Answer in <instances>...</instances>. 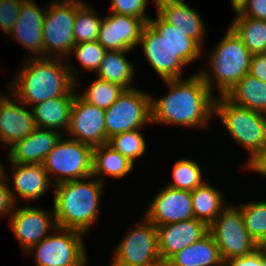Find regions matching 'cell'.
<instances>
[{"instance_id":"cell-1","label":"cell","mask_w":266,"mask_h":266,"mask_svg":"<svg viewBox=\"0 0 266 266\" xmlns=\"http://www.w3.org/2000/svg\"><path fill=\"white\" fill-rule=\"evenodd\" d=\"M168 87L164 96L151 94L152 125H170L188 130H207L214 119L216 96L198 72L185 79L163 80Z\"/></svg>"},{"instance_id":"cell-2","label":"cell","mask_w":266,"mask_h":266,"mask_svg":"<svg viewBox=\"0 0 266 266\" xmlns=\"http://www.w3.org/2000/svg\"><path fill=\"white\" fill-rule=\"evenodd\" d=\"M8 91L31 107L48 99L70 95L80 83L79 69L73 61L59 58H26ZM72 62V63H70Z\"/></svg>"},{"instance_id":"cell-3","label":"cell","mask_w":266,"mask_h":266,"mask_svg":"<svg viewBox=\"0 0 266 266\" xmlns=\"http://www.w3.org/2000/svg\"><path fill=\"white\" fill-rule=\"evenodd\" d=\"M104 185L93 175L55 184L52 208L56 226L88 235L100 214Z\"/></svg>"},{"instance_id":"cell-4","label":"cell","mask_w":266,"mask_h":266,"mask_svg":"<svg viewBox=\"0 0 266 266\" xmlns=\"http://www.w3.org/2000/svg\"><path fill=\"white\" fill-rule=\"evenodd\" d=\"M206 55H209V65H206V68L205 65L199 67L197 72L210 91L214 95L218 93L216 97L226 96L237 82L249 73L252 54L230 26Z\"/></svg>"},{"instance_id":"cell-5","label":"cell","mask_w":266,"mask_h":266,"mask_svg":"<svg viewBox=\"0 0 266 266\" xmlns=\"http://www.w3.org/2000/svg\"><path fill=\"white\" fill-rule=\"evenodd\" d=\"M221 120L236 145L249 153L243 169L266 144V114L250 110L218 96L214 104V118Z\"/></svg>"},{"instance_id":"cell-6","label":"cell","mask_w":266,"mask_h":266,"mask_svg":"<svg viewBox=\"0 0 266 266\" xmlns=\"http://www.w3.org/2000/svg\"><path fill=\"white\" fill-rule=\"evenodd\" d=\"M85 237L83 232L56 227L24 255L31 256L36 266H88Z\"/></svg>"},{"instance_id":"cell-7","label":"cell","mask_w":266,"mask_h":266,"mask_svg":"<svg viewBox=\"0 0 266 266\" xmlns=\"http://www.w3.org/2000/svg\"><path fill=\"white\" fill-rule=\"evenodd\" d=\"M76 13L77 0H50L43 22V57L69 58L75 45Z\"/></svg>"},{"instance_id":"cell-8","label":"cell","mask_w":266,"mask_h":266,"mask_svg":"<svg viewBox=\"0 0 266 266\" xmlns=\"http://www.w3.org/2000/svg\"><path fill=\"white\" fill-rule=\"evenodd\" d=\"M43 166L54 185L89 177L93 172V147L63 135Z\"/></svg>"},{"instance_id":"cell-9","label":"cell","mask_w":266,"mask_h":266,"mask_svg":"<svg viewBox=\"0 0 266 266\" xmlns=\"http://www.w3.org/2000/svg\"><path fill=\"white\" fill-rule=\"evenodd\" d=\"M109 266H164L156 226L142 215L116 246Z\"/></svg>"},{"instance_id":"cell-10","label":"cell","mask_w":266,"mask_h":266,"mask_svg":"<svg viewBox=\"0 0 266 266\" xmlns=\"http://www.w3.org/2000/svg\"><path fill=\"white\" fill-rule=\"evenodd\" d=\"M151 122V94L137 87L125 89L105 110V133L112 136L127 131L144 129Z\"/></svg>"},{"instance_id":"cell-11","label":"cell","mask_w":266,"mask_h":266,"mask_svg":"<svg viewBox=\"0 0 266 266\" xmlns=\"http://www.w3.org/2000/svg\"><path fill=\"white\" fill-rule=\"evenodd\" d=\"M234 205L228 203L208 226L223 261L248 255L259 247L245 228L240 207Z\"/></svg>"},{"instance_id":"cell-12","label":"cell","mask_w":266,"mask_h":266,"mask_svg":"<svg viewBox=\"0 0 266 266\" xmlns=\"http://www.w3.org/2000/svg\"><path fill=\"white\" fill-rule=\"evenodd\" d=\"M15 206L7 219L11 232L21 246L23 255L45 239L57 226L54 211L34 205Z\"/></svg>"},{"instance_id":"cell-13","label":"cell","mask_w":266,"mask_h":266,"mask_svg":"<svg viewBox=\"0 0 266 266\" xmlns=\"http://www.w3.org/2000/svg\"><path fill=\"white\" fill-rule=\"evenodd\" d=\"M65 136L93 148L107 144L109 139L105 133V109L89 104L76 93Z\"/></svg>"},{"instance_id":"cell-14","label":"cell","mask_w":266,"mask_h":266,"mask_svg":"<svg viewBox=\"0 0 266 266\" xmlns=\"http://www.w3.org/2000/svg\"><path fill=\"white\" fill-rule=\"evenodd\" d=\"M97 41L107 51H133L139 47L146 23L137 17L109 13L102 16Z\"/></svg>"},{"instance_id":"cell-15","label":"cell","mask_w":266,"mask_h":266,"mask_svg":"<svg viewBox=\"0 0 266 266\" xmlns=\"http://www.w3.org/2000/svg\"><path fill=\"white\" fill-rule=\"evenodd\" d=\"M151 200L143 214L156 227L194 218L189 190L174 189L165 185Z\"/></svg>"},{"instance_id":"cell-16","label":"cell","mask_w":266,"mask_h":266,"mask_svg":"<svg viewBox=\"0 0 266 266\" xmlns=\"http://www.w3.org/2000/svg\"><path fill=\"white\" fill-rule=\"evenodd\" d=\"M8 91L0 93V143L5 149L31 134L36 128L32 110Z\"/></svg>"},{"instance_id":"cell-17","label":"cell","mask_w":266,"mask_h":266,"mask_svg":"<svg viewBox=\"0 0 266 266\" xmlns=\"http://www.w3.org/2000/svg\"><path fill=\"white\" fill-rule=\"evenodd\" d=\"M140 46L146 61L162 81L184 78L181 75L187 66L175 55L168 42L148 23L142 30Z\"/></svg>"},{"instance_id":"cell-18","label":"cell","mask_w":266,"mask_h":266,"mask_svg":"<svg viewBox=\"0 0 266 266\" xmlns=\"http://www.w3.org/2000/svg\"><path fill=\"white\" fill-rule=\"evenodd\" d=\"M8 163L11 174L5 170V178L9 183L10 192L16 205L20 200H26L30 204L29 201L39 200L47 190L54 189V184L43 164H18L9 161Z\"/></svg>"},{"instance_id":"cell-19","label":"cell","mask_w":266,"mask_h":266,"mask_svg":"<svg viewBox=\"0 0 266 266\" xmlns=\"http://www.w3.org/2000/svg\"><path fill=\"white\" fill-rule=\"evenodd\" d=\"M46 5L41 8L35 0H25L16 24L8 35L29 52L27 58L43 57V22Z\"/></svg>"},{"instance_id":"cell-20","label":"cell","mask_w":266,"mask_h":266,"mask_svg":"<svg viewBox=\"0 0 266 266\" xmlns=\"http://www.w3.org/2000/svg\"><path fill=\"white\" fill-rule=\"evenodd\" d=\"M152 4H155L156 13L165 22L194 39L203 48L204 53L207 26L198 10L190 7L184 0H152Z\"/></svg>"},{"instance_id":"cell-21","label":"cell","mask_w":266,"mask_h":266,"mask_svg":"<svg viewBox=\"0 0 266 266\" xmlns=\"http://www.w3.org/2000/svg\"><path fill=\"white\" fill-rule=\"evenodd\" d=\"M156 229L159 253L164 264L174 254L208 233V226L195 218L157 226Z\"/></svg>"},{"instance_id":"cell-22","label":"cell","mask_w":266,"mask_h":266,"mask_svg":"<svg viewBox=\"0 0 266 266\" xmlns=\"http://www.w3.org/2000/svg\"><path fill=\"white\" fill-rule=\"evenodd\" d=\"M63 136L58 131L36 128L9 148L6 161L18 164H43L48 153Z\"/></svg>"},{"instance_id":"cell-23","label":"cell","mask_w":266,"mask_h":266,"mask_svg":"<svg viewBox=\"0 0 266 266\" xmlns=\"http://www.w3.org/2000/svg\"><path fill=\"white\" fill-rule=\"evenodd\" d=\"M76 89L65 96H58L31 106L38 128L50 129L65 135L70 124V112Z\"/></svg>"},{"instance_id":"cell-24","label":"cell","mask_w":266,"mask_h":266,"mask_svg":"<svg viewBox=\"0 0 266 266\" xmlns=\"http://www.w3.org/2000/svg\"><path fill=\"white\" fill-rule=\"evenodd\" d=\"M219 248L208 232L196 241L174 254L164 266H223Z\"/></svg>"},{"instance_id":"cell-25","label":"cell","mask_w":266,"mask_h":266,"mask_svg":"<svg viewBox=\"0 0 266 266\" xmlns=\"http://www.w3.org/2000/svg\"><path fill=\"white\" fill-rule=\"evenodd\" d=\"M150 18L148 24L161 35L169 44L172 51L186 65L201 60L203 48L192 38L185 36L181 30L174 25L165 22L158 14Z\"/></svg>"},{"instance_id":"cell-26","label":"cell","mask_w":266,"mask_h":266,"mask_svg":"<svg viewBox=\"0 0 266 266\" xmlns=\"http://www.w3.org/2000/svg\"><path fill=\"white\" fill-rule=\"evenodd\" d=\"M132 53L131 51H106L104 58L95 73L99 79L117 83L125 89L136 87L133 85L135 76V65L125 54Z\"/></svg>"},{"instance_id":"cell-27","label":"cell","mask_w":266,"mask_h":266,"mask_svg":"<svg viewBox=\"0 0 266 266\" xmlns=\"http://www.w3.org/2000/svg\"><path fill=\"white\" fill-rule=\"evenodd\" d=\"M135 164L128 158L104 144L93 148V172L99 181L103 182L110 176L112 179H122L135 168Z\"/></svg>"},{"instance_id":"cell-28","label":"cell","mask_w":266,"mask_h":266,"mask_svg":"<svg viewBox=\"0 0 266 266\" xmlns=\"http://www.w3.org/2000/svg\"><path fill=\"white\" fill-rule=\"evenodd\" d=\"M194 218L209 226L228 204L223 192L205 181L191 191Z\"/></svg>"},{"instance_id":"cell-29","label":"cell","mask_w":266,"mask_h":266,"mask_svg":"<svg viewBox=\"0 0 266 266\" xmlns=\"http://www.w3.org/2000/svg\"><path fill=\"white\" fill-rule=\"evenodd\" d=\"M226 97L233 103L266 114V83L245 74Z\"/></svg>"},{"instance_id":"cell-30","label":"cell","mask_w":266,"mask_h":266,"mask_svg":"<svg viewBox=\"0 0 266 266\" xmlns=\"http://www.w3.org/2000/svg\"><path fill=\"white\" fill-rule=\"evenodd\" d=\"M229 26L252 55L266 53V20L251 18L238 12Z\"/></svg>"},{"instance_id":"cell-31","label":"cell","mask_w":266,"mask_h":266,"mask_svg":"<svg viewBox=\"0 0 266 266\" xmlns=\"http://www.w3.org/2000/svg\"><path fill=\"white\" fill-rule=\"evenodd\" d=\"M86 0H77V13L74 20L75 44L95 41L98 38L101 15Z\"/></svg>"},{"instance_id":"cell-32","label":"cell","mask_w":266,"mask_h":266,"mask_svg":"<svg viewBox=\"0 0 266 266\" xmlns=\"http://www.w3.org/2000/svg\"><path fill=\"white\" fill-rule=\"evenodd\" d=\"M203 175L197 161L192 158L181 157L173 164L172 181L165 185L174 189L193 191L207 181Z\"/></svg>"},{"instance_id":"cell-33","label":"cell","mask_w":266,"mask_h":266,"mask_svg":"<svg viewBox=\"0 0 266 266\" xmlns=\"http://www.w3.org/2000/svg\"><path fill=\"white\" fill-rule=\"evenodd\" d=\"M76 93L89 104L102 109H108L118 97L124 92L125 88L117 83L108 82L95 77V81L82 91L75 87ZM79 90V91H78ZM81 91V92H80Z\"/></svg>"},{"instance_id":"cell-34","label":"cell","mask_w":266,"mask_h":266,"mask_svg":"<svg viewBox=\"0 0 266 266\" xmlns=\"http://www.w3.org/2000/svg\"><path fill=\"white\" fill-rule=\"evenodd\" d=\"M242 211L245 228L259 245L266 246V201H250L238 204Z\"/></svg>"},{"instance_id":"cell-35","label":"cell","mask_w":266,"mask_h":266,"mask_svg":"<svg viewBox=\"0 0 266 266\" xmlns=\"http://www.w3.org/2000/svg\"><path fill=\"white\" fill-rule=\"evenodd\" d=\"M142 130L144 129L116 134L109 138L107 144L135 164L136 160L146 153L147 144Z\"/></svg>"},{"instance_id":"cell-36","label":"cell","mask_w":266,"mask_h":266,"mask_svg":"<svg viewBox=\"0 0 266 266\" xmlns=\"http://www.w3.org/2000/svg\"><path fill=\"white\" fill-rule=\"evenodd\" d=\"M106 49L102 47L97 40L77 43L73 46L72 51L67 60L75 55L76 61L89 72L96 73L100 62L104 58Z\"/></svg>"},{"instance_id":"cell-37","label":"cell","mask_w":266,"mask_h":266,"mask_svg":"<svg viewBox=\"0 0 266 266\" xmlns=\"http://www.w3.org/2000/svg\"><path fill=\"white\" fill-rule=\"evenodd\" d=\"M150 3V0H112L110 12L137 17L148 23L151 16L146 12Z\"/></svg>"},{"instance_id":"cell-38","label":"cell","mask_w":266,"mask_h":266,"mask_svg":"<svg viewBox=\"0 0 266 266\" xmlns=\"http://www.w3.org/2000/svg\"><path fill=\"white\" fill-rule=\"evenodd\" d=\"M25 0H0V30L9 35L16 24L22 3Z\"/></svg>"},{"instance_id":"cell-39","label":"cell","mask_w":266,"mask_h":266,"mask_svg":"<svg viewBox=\"0 0 266 266\" xmlns=\"http://www.w3.org/2000/svg\"><path fill=\"white\" fill-rule=\"evenodd\" d=\"M223 266H266V246H259L248 255L226 260Z\"/></svg>"},{"instance_id":"cell-40","label":"cell","mask_w":266,"mask_h":266,"mask_svg":"<svg viewBox=\"0 0 266 266\" xmlns=\"http://www.w3.org/2000/svg\"><path fill=\"white\" fill-rule=\"evenodd\" d=\"M16 204L10 192L9 183L4 177L0 180V218H9ZM5 216V217H4Z\"/></svg>"},{"instance_id":"cell-41","label":"cell","mask_w":266,"mask_h":266,"mask_svg":"<svg viewBox=\"0 0 266 266\" xmlns=\"http://www.w3.org/2000/svg\"><path fill=\"white\" fill-rule=\"evenodd\" d=\"M241 13L251 18L266 20V0H248Z\"/></svg>"},{"instance_id":"cell-42","label":"cell","mask_w":266,"mask_h":266,"mask_svg":"<svg viewBox=\"0 0 266 266\" xmlns=\"http://www.w3.org/2000/svg\"><path fill=\"white\" fill-rule=\"evenodd\" d=\"M249 74L266 83V53L252 55Z\"/></svg>"},{"instance_id":"cell-43","label":"cell","mask_w":266,"mask_h":266,"mask_svg":"<svg viewBox=\"0 0 266 266\" xmlns=\"http://www.w3.org/2000/svg\"><path fill=\"white\" fill-rule=\"evenodd\" d=\"M250 172H255L257 174H260L263 177H266V144L261 149V151L253 158V160L248 163L243 170Z\"/></svg>"},{"instance_id":"cell-44","label":"cell","mask_w":266,"mask_h":266,"mask_svg":"<svg viewBox=\"0 0 266 266\" xmlns=\"http://www.w3.org/2000/svg\"><path fill=\"white\" fill-rule=\"evenodd\" d=\"M230 2L233 13L236 14L242 11V9L246 6L248 0H230Z\"/></svg>"},{"instance_id":"cell-45","label":"cell","mask_w":266,"mask_h":266,"mask_svg":"<svg viewBox=\"0 0 266 266\" xmlns=\"http://www.w3.org/2000/svg\"><path fill=\"white\" fill-rule=\"evenodd\" d=\"M5 169L6 167H4L3 163L0 161V180L5 177Z\"/></svg>"}]
</instances>
